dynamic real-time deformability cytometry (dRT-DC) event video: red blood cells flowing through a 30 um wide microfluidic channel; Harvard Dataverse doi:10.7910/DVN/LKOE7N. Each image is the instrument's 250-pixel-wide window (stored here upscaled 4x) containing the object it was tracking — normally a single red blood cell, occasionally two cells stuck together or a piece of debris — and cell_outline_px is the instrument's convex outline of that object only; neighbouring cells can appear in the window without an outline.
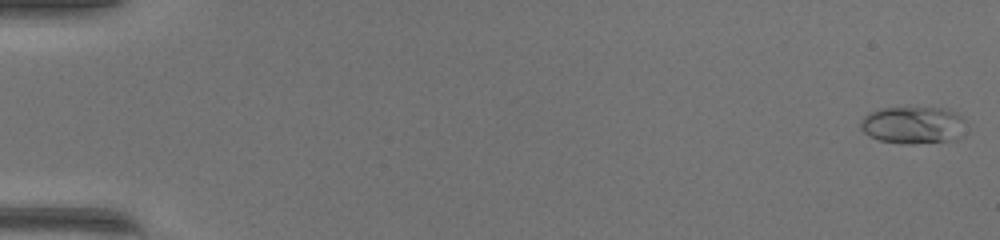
{"species": "common noctule bat (a hibernating species)", "species_latin": "Nyctalus noctula", "temperature_condition": "warm", "stored_images_in_passage": 50, "camera_frame_rate_fps": 3000, "um_per_image_px": 0.085, "animal": {"sex": "female", "body_mass_g": 17.0, "forearm_length_mm": 48.0}, "frame": {"image": 1, "passage_image": 1, "time_ms": 0.0, "image_size_px": [1000, 240], "cell_outline_px": [[964, 136], [956, 140], [908, 144], [880, 140], [868, 136], [860, 128], [860, 124], [864, 116], [880, 108], [948, 108], [956, 112], [964, 120]], "centroid_in_image_um": [77.65, 10.64], "position_along_channel_um": 7.3, "area_um2": 23.0}}
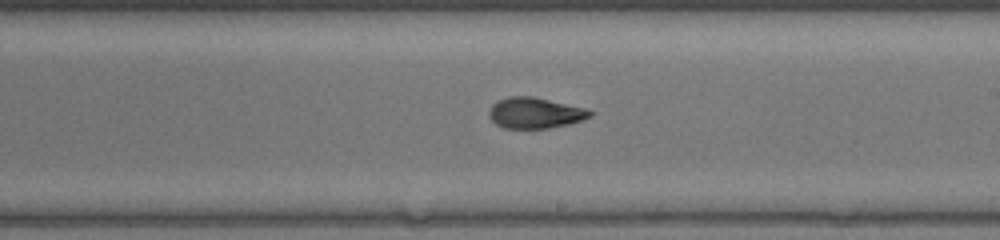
{"frame": {"image": 2, "passage_image": 30, "time_ms": 9.667, "image_size_px": [1000, 240], "cell_outline_px": [[592, 116], [568, 124], [548, 128], [504, 128], [496, 124], [488, 116], [488, 112], [492, 104], [496, 100], [508, 96], [532, 96], [584, 108], [592, 112]], "centroid_in_image_um": [45.41, 9.59], "position_along_channel_um": 243.6, "area_um2": 18.03}}
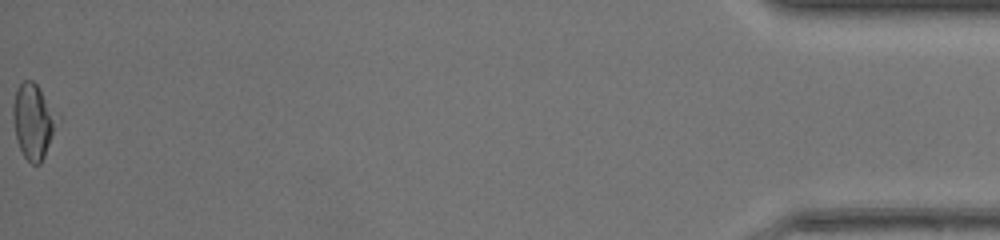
{"frame": {"image": 3, "passage_image": 50, "time_ms": 16.333, "image_size_px": [1000, 240], "cell_outline_px": [[52, 132], [44, 156], [40, 164], [32, 164], [24, 156], [20, 148], [16, 136], [12, 116], [12, 104], [16, 88], [24, 80], [32, 80], [36, 84], [52, 116]], "centroid_in_image_um": [2.68, 10.32], "position_along_channel_um": 432.5, "area_um2": 17.63}, "authors_computed_cell_mechanics": {"area_um2": 18.3804, "velocity_mm_per_s": 4.2923, "shape_relaxation_time_tau1_ms": null, "shape_relaxation_time_tau2_ms": 1.307, "deformation_change_tau1": null, "deformation_change_tau2": 0.0787}}